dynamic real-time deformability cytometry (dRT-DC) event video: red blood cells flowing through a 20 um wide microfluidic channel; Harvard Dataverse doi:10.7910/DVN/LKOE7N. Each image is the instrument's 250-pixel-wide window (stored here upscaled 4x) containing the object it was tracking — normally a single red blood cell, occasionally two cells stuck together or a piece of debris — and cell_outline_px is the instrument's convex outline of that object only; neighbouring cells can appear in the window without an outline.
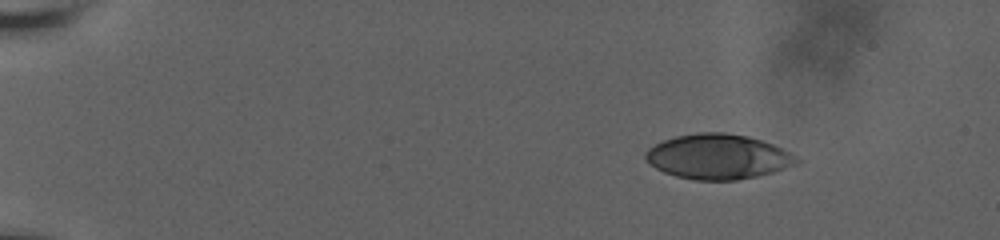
{"species": "human", "species_latin": "Homo sapiens", "temperature_condition": "room temperature", "stored_images_in_passage": 51, "camera_frame_rate_fps": 3000, "um_per_image_px": 0.085, "donor": {"sex": "male"}, "frame": {"image": 1, "passage_image": 1, "time_ms": 0.0, "image_size_px": [1000, 240], "cell_outline_px": [[800, 160], [796, 164], [772, 172], [756, 176], [736, 180], [696, 180], [676, 176], [664, 172], [648, 164], [644, 156], [644, 152], [648, 148], [664, 140], [676, 136], [700, 132], [724, 132], [748, 136], [772, 144], [788, 152]], "centroid_in_image_um": [60.98, 13.31], "position_along_channel_um": 24.0, "area_um2": 39.3}}
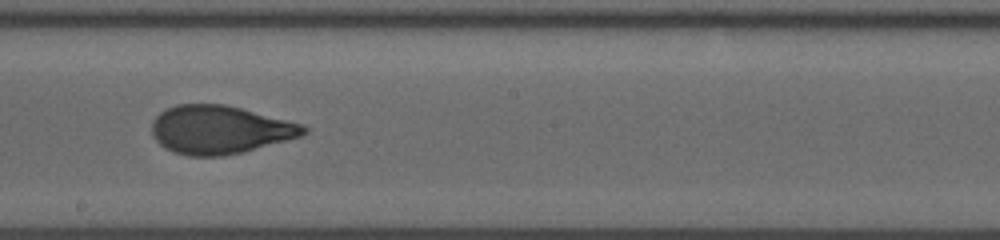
{"frame": {"image": 2, "passage_image": 28, "time_ms": 9.0, "image_size_px": [1000, 240], "cell_outline_px": [[308, 132], [300, 136], [244, 152], [220, 156], [188, 156], [164, 148], [152, 136], [152, 120], [160, 112], [176, 104], [224, 104], [240, 108], [300, 124], [308, 128]], "centroid_in_image_um": [18.63, 11.03], "position_along_channel_um": 229.6, "area_um2": 42.37}}
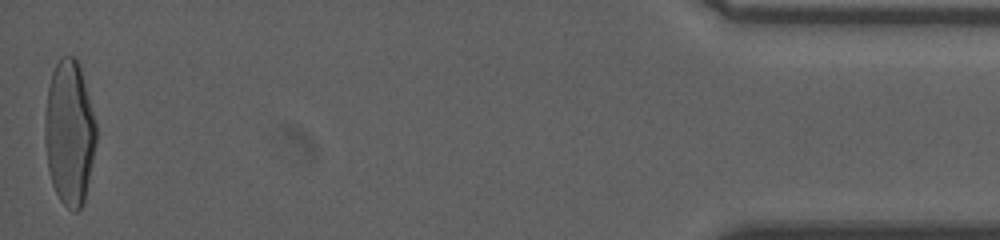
{"frame": {"image": 3, "passage_image": 51, "time_ms": 16.667, "image_size_px": [1000, 240], "cell_outline_px": [[96, 144], [84, 204], [76, 212], [72, 212], [60, 200], [52, 184], [48, 168], [44, 140], [44, 116], [48, 88], [52, 72], [60, 56], [76, 56], [80, 64], [96, 124]], "centroid_in_image_um": [5.89, 11.28], "position_along_channel_um": 429.3, "area_um2": 43.7}, "authors_computed_cell_mechanics": {"area_um2": 42.3674, "velocity_mm_per_s": 3.6667, "shape_relaxation_time_tau1_ms": 5.2997, "shape_relaxation_time_tau2_ms": 0.7951, "deformation_change_tau1": 0.2189, "deformation_change_tau2": 0.0676}}